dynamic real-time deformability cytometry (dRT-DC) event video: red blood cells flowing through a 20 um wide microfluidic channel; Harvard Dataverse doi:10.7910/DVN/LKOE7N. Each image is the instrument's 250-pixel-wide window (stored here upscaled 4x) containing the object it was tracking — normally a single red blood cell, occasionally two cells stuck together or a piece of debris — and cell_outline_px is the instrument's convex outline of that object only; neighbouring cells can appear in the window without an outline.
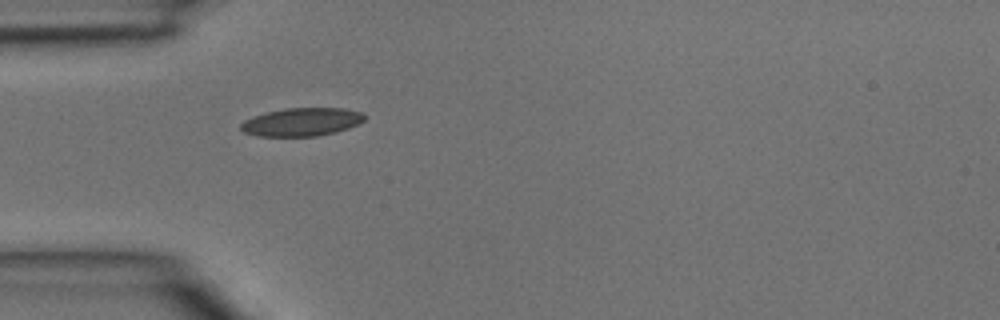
{"species": "common noctule bat (a hibernating species)", "species_latin": "Nyctalus noctula", "temperature_condition": "room temperature", "stored_images_in_passage": 1, "camera_frame_rate_fps": 3000, "um_per_image_px": 0.085, "animal": {"sex": "male", "body_mass_g": 15.6}, "frame": {"image": 1, "passage_image": 1, "time_ms": 0.0, "image_size_px": [1000, 320], "cell_outline_px": [[364, 120], [348, 128], [336, 132], [316, 136], [256, 136], [244, 132], [240, 128], [240, 124], [244, 120], [252, 116], [284, 108], [344, 108], [364, 112]], "centroid_in_image_um": [25.63, 10.36], "position_along_channel_um": 59.4, "area_um2": 20.35}}